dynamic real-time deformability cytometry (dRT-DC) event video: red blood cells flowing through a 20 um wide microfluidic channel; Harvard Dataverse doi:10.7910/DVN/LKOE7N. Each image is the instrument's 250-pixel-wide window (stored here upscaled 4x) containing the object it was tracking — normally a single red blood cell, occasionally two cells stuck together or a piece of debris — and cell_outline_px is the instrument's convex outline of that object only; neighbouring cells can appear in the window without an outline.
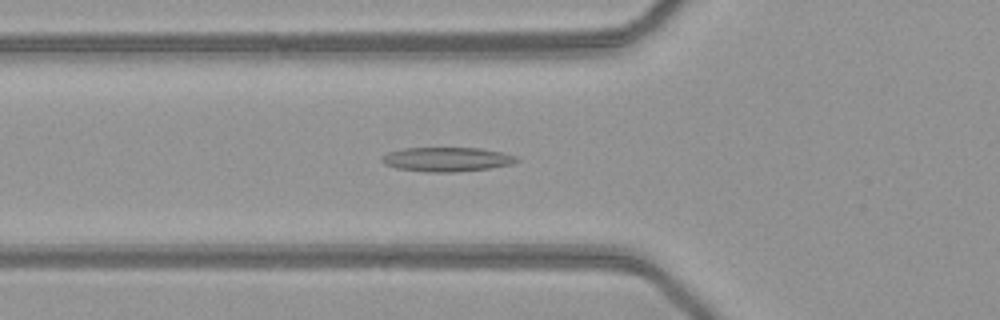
{"species": "common noctule bat (a hibernating species)", "species_latin": "Nyctalus noctula", "temperature_condition": "warm", "stored_images_in_passage": 50, "camera_frame_rate_fps": 3000, "um_per_image_px": 0.085, "animal": {"sex": "female", "body_mass_g": 21.9}, "frame": {"image": 1, "passage_image": 18, "time_ms": 5.667, "image_size_px": [1000, 320], "cell_outline_px": [[520, 160], [512, 164], [492, 168], [456, 172], [428, 172], [396, 168], [384, 164], [380, 160], [380, 156], [388, 152], [404, 148], [480, 148], [504, 152], [516, 156]], "centroid_in_image_um": [37.99, 13.54], "position_along_channel_um": 87.8, "area_um2": 19.31}}
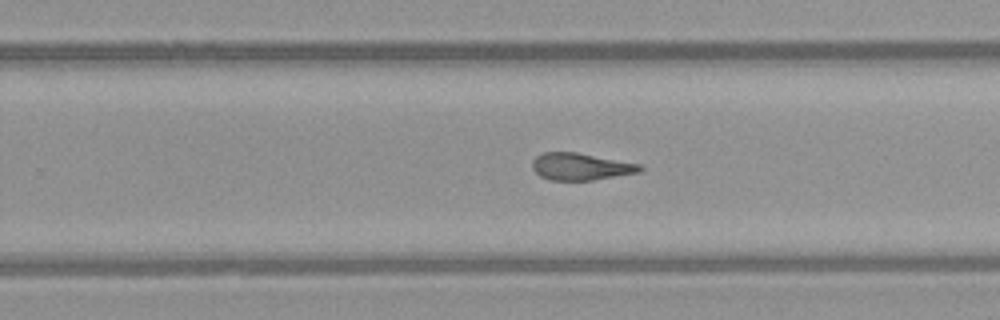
{"frame": {"image": 2, "passage_image": 32, "time_ms": 10.333, "image_size_px": [1000, 320], "cell_outline_px": [[644, 168], [640, 172], [592, 180], [548, 180], [540, 176], [532, 168], [532, 160], [536, 156], [544, 152], [576, 152], [640, 164]], "centroid_in_image_um": [49.34, 14.16], "position_along_channel_um": 280.5, "area_um2": 16.94}}
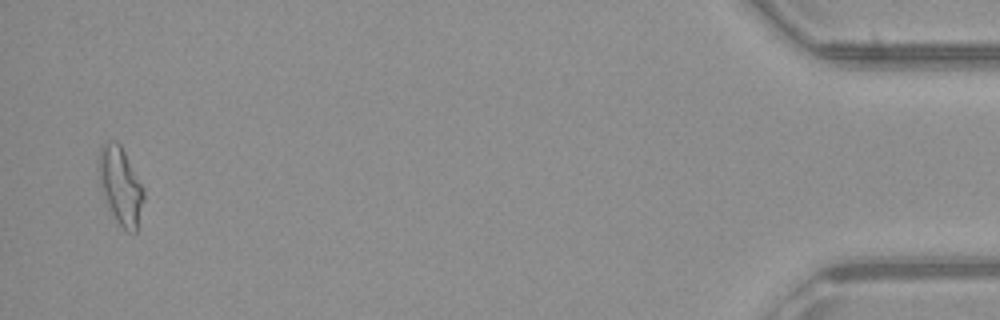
{"frame": {"image": 3, "passage_image": 49, "time_ms": 16.0, "image_size_px": [1000, 320], "cell_outline_px": [[144, 200], [136, 232], [128, 232], [116, 220], [104, 200], [96, 176], [96, 168], [100, 148], [104, 140], [116, 140], [120, 144], [144, 188]], "centroid_in_image_um": [10.19, 15.74], "position_along_channel_um": 425.0, "area_um2": 20.81}, "authors_computed_cell_mechanics": {"area_um2": 18.3804, "velocity_mm_per_s": 4.1101, "shape_relaxation_time_tau1_ms": null, "shape_relaxation_time_tau2_ms": 3.1694, "deformation_change_tau1": null, "deformation_change_tau2": 0.1334}}